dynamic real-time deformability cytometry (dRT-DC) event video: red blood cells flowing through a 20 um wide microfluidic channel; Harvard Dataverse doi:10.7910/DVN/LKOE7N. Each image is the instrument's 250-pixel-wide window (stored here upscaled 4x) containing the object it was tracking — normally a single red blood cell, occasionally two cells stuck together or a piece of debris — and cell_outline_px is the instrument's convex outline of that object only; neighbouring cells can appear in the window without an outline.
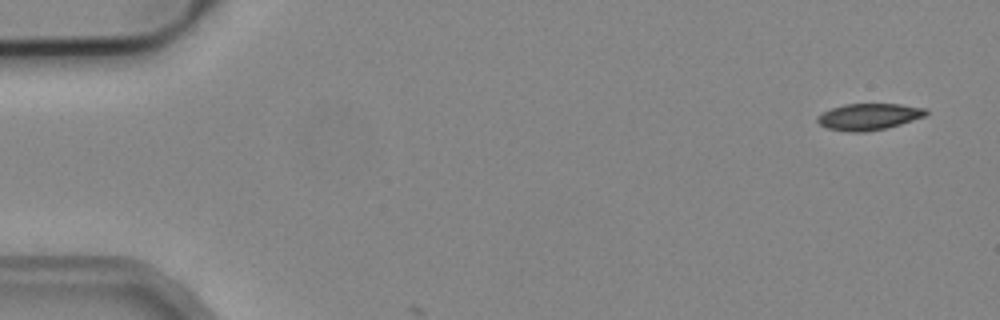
{"species": "common noctule bat (a hibernating species)", "species_latin": "Nyctalus noctula", "temperature_condition": "cold", "stored_images_in_passage": 2, "camera_frame_rate_fps": 3000, "um_per_image_px": 0.085, "animal": {"sex": "male", "body_mass_g": 19.2, "forearm_length_mm": 51.8}, "frame": {"image": 1, "passage_image": 1, "time_ms": 0.0, "image_size_px": [1000, 320], "cell_outline_px": [[928, 112], [924, 116], [900, 124], [884, 128], [864, 132], [848, 132], [828, 128], [820, 124], [816, 120], [816, 116], [832, 108], [844, 104], [900, 104], [928, 108]], "centroid_in_image_um": [73.84, 9.91], "position_along_channel_um": 11.2, "area_um2": 16.65}}